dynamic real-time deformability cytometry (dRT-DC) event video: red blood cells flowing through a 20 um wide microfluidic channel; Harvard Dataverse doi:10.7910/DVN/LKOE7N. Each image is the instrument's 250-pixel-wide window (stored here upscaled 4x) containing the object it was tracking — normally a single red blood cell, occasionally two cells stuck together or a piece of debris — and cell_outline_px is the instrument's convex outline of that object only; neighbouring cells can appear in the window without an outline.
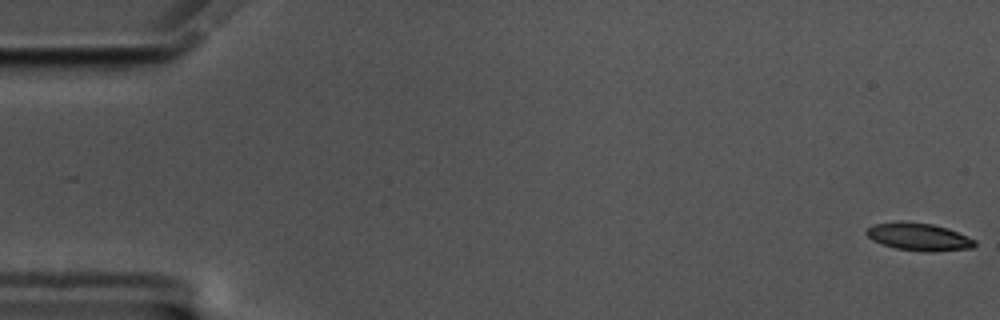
{"species": "common noctule bat (a hibernating species)", "species_latin": "Nyctalus noctula", "temperature_condition": "cold", "stored_images_in_passage": 58, "camera_frame_rate_fps": 3000, "um_per_image_px": 0.085, "animal": {"sex": "male", "body_mass_g": 17.5, "forearm_length_mm": 52.3}, "frame": {"image": 1, "passage_image": 1, "time_ms": 0.0, "image_size_px": [1000, 320], "cell_outline_px": [[976, 244], [972, 248], [932, 252], [924, 252], [896, 248], [880, 244], [872, 240], [864, 232], [872, 224], [932, 224], [948, 228], [976, 240]], "centroid_in_image_um": [78.14, 20.18], "position_along_channel_um": 6.9, "area_um2": 16.82}}
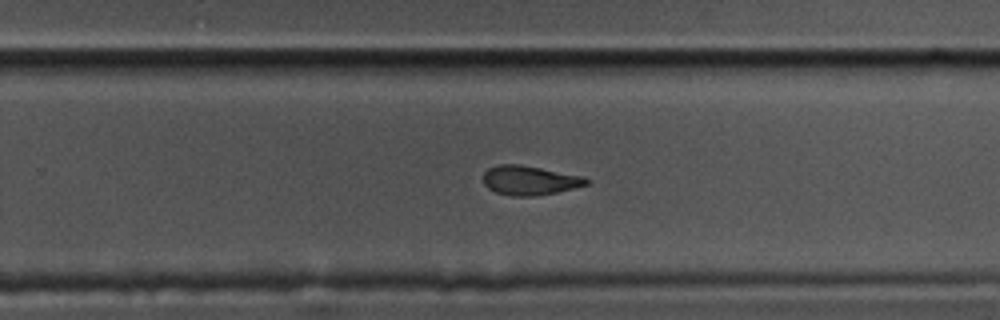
{"frame": {"image": 2, "passage_image": 37, "time_ms": 12.0, "image_size_px": [1000, 320], "cell_outline_px": [[588, 184], [556, 192], [532, 196], [512, 196], [496, 192], [488, 188], [484, 184], [484, 172], [488, 168], [500, 164], [520, 164], [584, 176], [588, 180]], "centroid_in_image_um": [45.0, 15.32], "position_along_channel_um": 284.8, "area_um2": 17.46}}
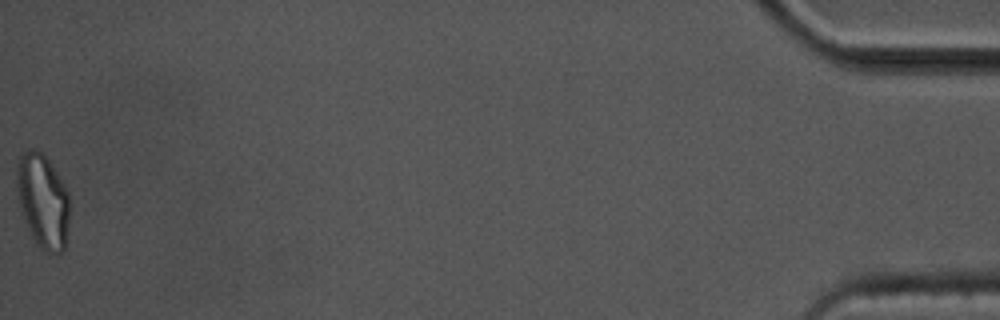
{"frame": {"image": 3, "passage_image": 58, "time_ms": 19.0, "image_size_px": [1000, 320], "cell_outline_px": [[68, 220], [64, 248], [60, 252], [48, 252], [40, 248], [36, 244], [28, 228], [16, 192], [16, 168], [20, 156], [28, 148], [36, 148], [52, 164], [68, 192]], "centroid_in_image_um": [3.62, 17.03], "position_along_channel_um": 431.6, "area_um2": 28.61}, "authors_computed_cell_mechanics": {"area_um2": 18.207, "velocity_mm_per_s": 3.5208, "shape_relaxation_time_tau1_ms": 6.4927, "shape_relaxation_time_tau2_ms": 6.439, "deformation_change_tau1": 0.1808, "deformation_change_tau2": 0.1397}}